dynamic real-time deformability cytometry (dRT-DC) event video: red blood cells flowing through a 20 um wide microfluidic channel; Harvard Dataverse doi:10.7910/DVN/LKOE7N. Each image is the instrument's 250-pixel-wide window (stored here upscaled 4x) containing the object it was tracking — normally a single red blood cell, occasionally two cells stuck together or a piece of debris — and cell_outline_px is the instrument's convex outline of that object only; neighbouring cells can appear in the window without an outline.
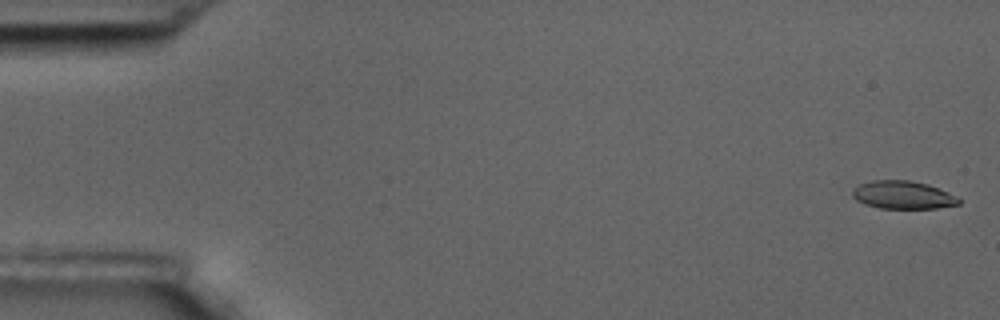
{"species": "common noctule bat (a hibernating species)", "species_latin": "Nyctalus noctula", "temperature_condition": "room temperature", "stored_images_in_passage": 58, "camera_frame_rate_fps": 3000, "um_per_image_px": 0.085, "animal": {"sex": "male", "body_mass_g": 17.5, "forearm_length_mm": 52.3}, "frame": {"image": 1, "passage_image": 2, "time_ms": 0.333, "image_size_px": [1000, 320], "cell_outline_px": [[960, 204], [936, 208], [880, 208], [864, 204], [856, 200], [852, 196], [852, 188], [860, 184], [872, 180], [908, 180], [928, 184], [948, 192], [960, 200]], "centroid_in_image_um": [76.7, 16.56], "position_along_channel_um": 8.3, "area_um2": 17.28}}
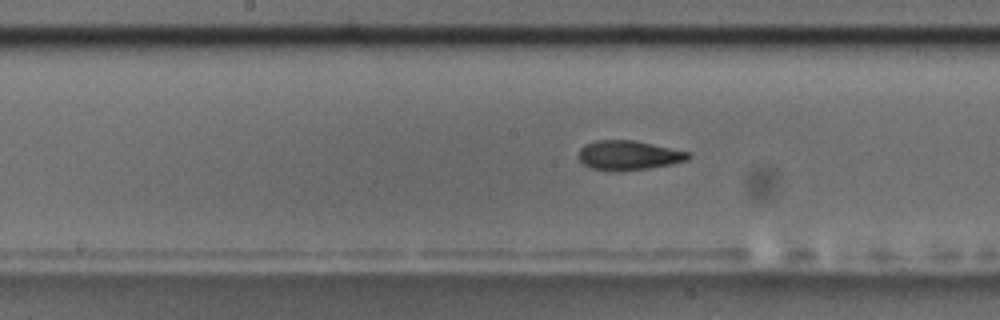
{"frame": {"image": 2, "passage_image": 30, "time_ms": 9.667, "image_size_px": [1000, 320], "cell_outline_px": [[692, 156], [688, 160], [672, 164], [648, 168], [592, 168], [584, 164], [576, 156], [580, 148], [584, 144], [596, 140], [632, 140], [652, 144], [688, 152]], "centroid_in_image_um": [53.42, 13.15], "position_along_channel_um": 194.8, "area_um2": 18.09}}
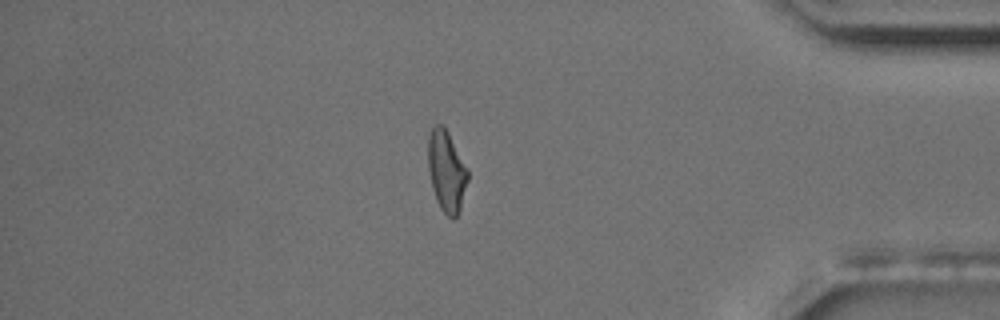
{"frame": {"image": 3, "passage_image": 50, "time_ms": 16.333, "image_size_px": [1000, 320], "cell_outline_px": [[468, 180], [460, 208], [456, 216], [452, 220], [440, 208], [436, 200], [432, 188], [428, 168], [428, 136], [432, 128], [436, 124], [444, 124], [468, 168]], "centroid_in_image_um": [37.95, 14.52], "position_along_channel_um": 397.3, "area_um2": 18.9}, "authors_computed_cell_mechanics": {"area_um2": 18.6694, "velocity_mm_per_s": 3.5197, "shape_relaxation_time_tau1_ms": 4.5008, "shape_relaxation_time_tau2_ms": 2.6163, "deformation_change_tau1": 0.1544, "deformation_change_tau2": 0.1002}}